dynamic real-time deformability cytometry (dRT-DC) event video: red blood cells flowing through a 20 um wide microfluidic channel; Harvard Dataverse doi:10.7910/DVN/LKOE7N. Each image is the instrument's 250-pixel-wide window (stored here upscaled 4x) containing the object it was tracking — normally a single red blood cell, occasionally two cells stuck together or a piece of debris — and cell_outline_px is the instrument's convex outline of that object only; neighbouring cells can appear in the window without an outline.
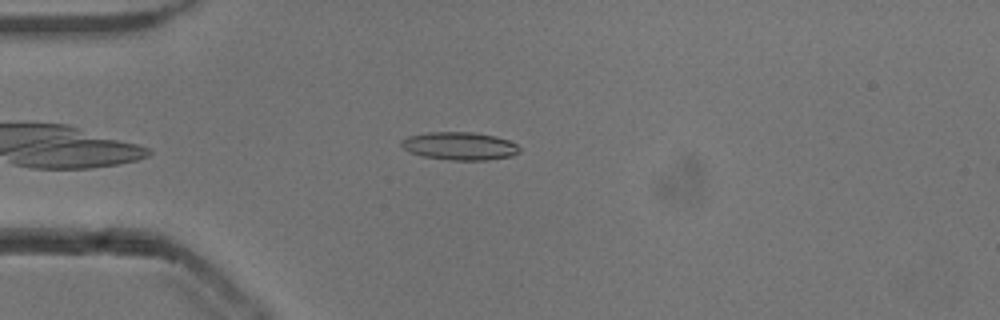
{"species": "common noctule bat (a hibernating species)", "species_latin": "Nyctalus noctula", "temperature_condition": "cold", "stored_images_in_passage": 44, "camera_frame_rate_fps": 3000, "um_per_image_px": 0.085, "animal": {"sex": "male", "body_mass_g": 13.3}, "frame": {"image": 1, "passage_image": 5, "time_ms": 1.333, "image_size_px": [1000, 320], "cell_outline_px": [[520, 152], [512, 156], [488, 160], [452, 160], [424, 156], [408, 152], [400, 144], [400, 140], [408, 136], [428, 132], [472, 132], [496, 136], [508, 140], [516, 144], [520, 148]], "centroid_in_image_um": [39.07, 12.41], "position_along_channel_um": 45.9, "area_um2": 19.31}}
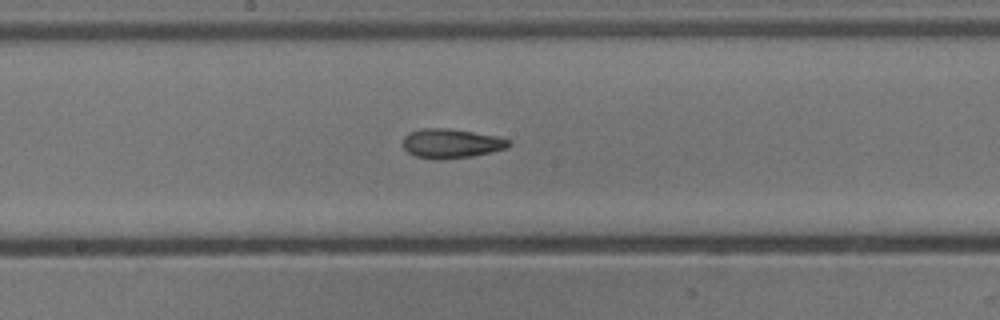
{"frame": {"image": 2, "passage_image": 19, "time_ms": 6.0, "image_size_px": [1000, 320], "cell_outline_px": [[512, 144], [508, 148], [492, 152], [472, 156], [436, 160], [432, 160], [416, 156], [408, 152], [400, 144], [404, 136], [408, 132], [420, 128], [448, 128], [496, 136], [512, 140]], "centroid_in_image_um": [38.33, 12.19], "position_along_channel_um": 209.9, "area_um2": 18.44}}
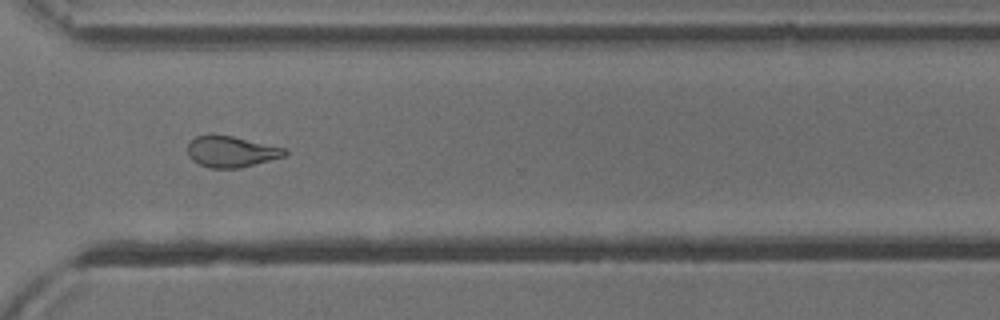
{"frame": {"image": 3, "passage_image": 30, "time_ms": 9.667, "image_size_px": [1000, 320], "cell_outline_px": [[288, 152], [284, 156], [240, 168], [212, 168], [200, 164], [192, 160], [188, 156], [188, 144], [196, 136], [208, 132], [212, 132], [232, 136], [288, 148]], "centroid_in_image_um": [19.64, 12.85], "position_along_channel_um": 351.0, "area_um2": 17.92}, "authors_computed_cell_mechanics": {"area_um2": 18.207, "velocity_mm_per_s": 3.8604, "shape_relaxation_time_tau1_ms": 5.0123, "shape_relaxation_time_tau2_ms": 2.9502, "deformation_change_tau1": 0.1643, "deformation_change_tau2": 0.1098}}